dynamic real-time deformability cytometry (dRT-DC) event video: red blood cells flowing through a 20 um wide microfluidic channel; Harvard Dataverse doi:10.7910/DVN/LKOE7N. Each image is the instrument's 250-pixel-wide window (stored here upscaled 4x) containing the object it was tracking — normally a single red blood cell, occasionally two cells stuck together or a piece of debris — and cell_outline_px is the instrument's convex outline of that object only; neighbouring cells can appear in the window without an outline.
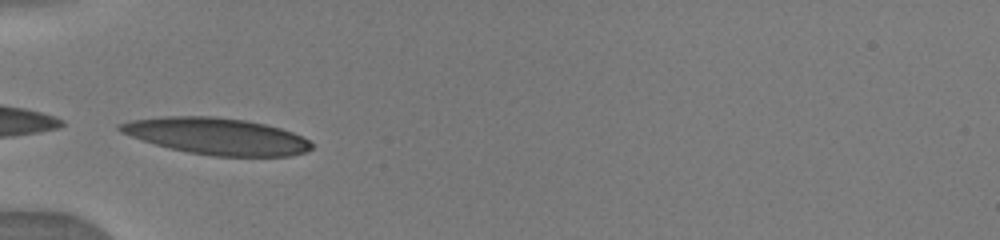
{"species": "human", "species_latin": "Homo sapiens", "temperature_condition": "warm", "stored_images_in_passage": 18, "camera_frame_rate_fps": 3000, "um_per_image_px": 0.085, "donor": {"sex": "male"}, "frame": {"image": 1, "passage_image": 1, "time_ms": 0.0, "image_size_px": [1000, 240], "cell_outline_px": [[312, 148], [308, 152], [292, 156], [216, 156], [188, 152], [156, 144], [120, 132], [116, 128], [116, 124], [132, 120], [164, 116], [216, 116], [244, 120], [268, 124], [292, 132], [308, 140], [312, 144]], "centroid_in_image_um": [18.44, 11.57], "position_along_channel_um": 66.6, "area_um2": 40.81}}
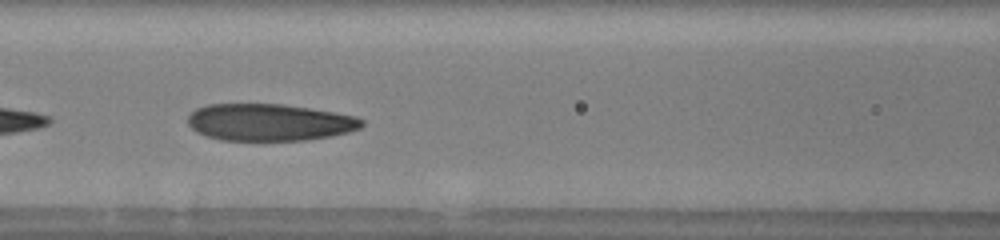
{"frame": {"image": 2, "passage_image": 3, "time_ms": 2.0, "image_size_px": [1000, 240], "cell_outline_px": [[364, 124], [360, 128], [348, 132], [332, 136], [304, 140], [220, 140], [196, 132], [188, 124], [188, 116], [196, 108], [208, 104], [284, 104], [356, 116], [364, 120]], "centroid_in_image_um": [22.9, 10.39], "position_along_channel_um": 143.7, "area_um2": 37.45}}